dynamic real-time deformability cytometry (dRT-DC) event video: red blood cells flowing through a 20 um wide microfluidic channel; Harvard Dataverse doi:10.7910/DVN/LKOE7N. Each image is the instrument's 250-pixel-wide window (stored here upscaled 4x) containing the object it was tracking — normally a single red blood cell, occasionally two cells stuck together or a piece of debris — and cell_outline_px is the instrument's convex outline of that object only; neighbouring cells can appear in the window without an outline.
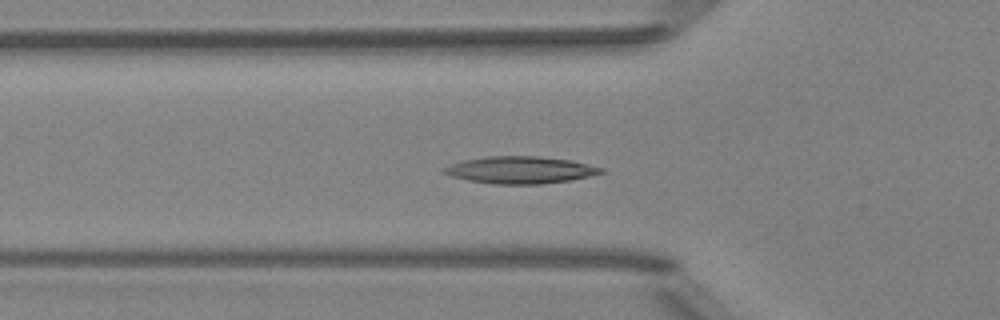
{"species": "Egyptian fruit bat (a non-hibernating species)", "species_latin": "Rousettus aegyptiacus", "temperature_condition": "room temperature", "stored_images_in_passage": 45, "camera_frame_rate_fps": 3000, "um_per_image_px": 0.085, "animal": {"sex": "female"}, "frame": {"image": 1, "passage_image": 16, "time_ms": 5.0, "image_size_px": [1000, 320], "cell_outline_px": [[604, 172], [572, 180], [540, 184], [492, 184], [468, 180], [452, 176], [440, 172], [440, 168], [464, 160], [484, 156], [540, 156], [568, 160], [604, 168]], "centroid_in_image_um": [44.17, 14.45], "position_along_channel_um": 81.6, "area_um2": 24.8}}
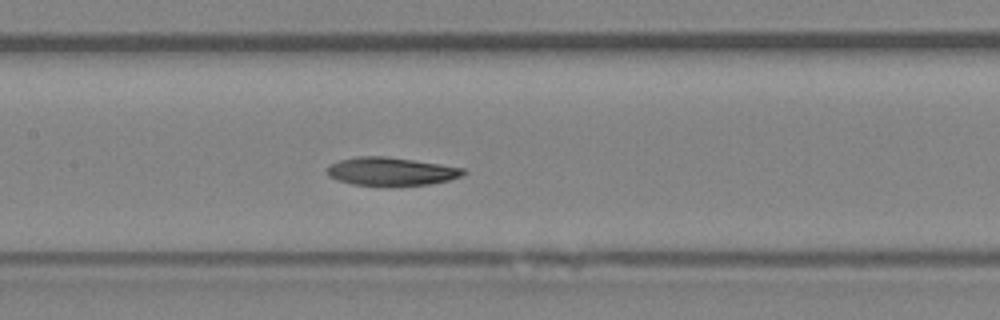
{"frame": {"image": 2, "passage_image": 23, "time_ms": 7.333, "image_size_px": [1000, 320], "cell_outline_px": [[468, 172], [460, 176], [448, 180], [428, 184], [388, 188], [352, 184], [336, 180], [328, 176], [328, 168], [332, 164], [340, 160], [356, 156], [384, 156], [412, 160], [464, 168]], "centroid_in_image_um": [33.22, 14.61], "position_along_channel_um": 174.2, "area_um2": 22.77}}
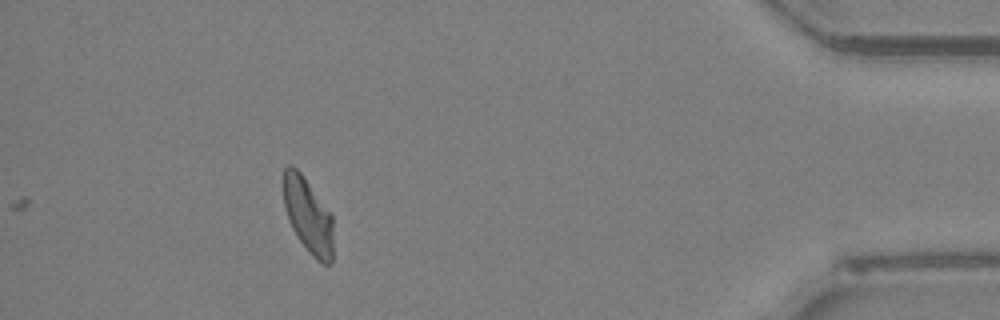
{"frame": {"image": 3, "passage_image": 45, "time_ms": 14.667, "image_size_px": [1000, 320], "cell_outline_px": [[332, 264], [324, 264], [316, 260], [308, 252], [292, 228], [288, 220], [284, 208], [284, 168], [288, 164], [292, 164], [300, 172], [332, 212]], "centroid_in_image_um": [26.19, 18.31], "position_along_channel_um": 409.0, "area_um2": 21.96}, "authors_computed_cell_mechanics": {"area_um2": 23.12, "velocity_mm_per_s": 3.9705, "shape_relaxation_time_tau1_ms": null, "shape_relaxation_time_tau2_ms": 6.7967, "deformation_change_tau1": null, "deformation_change_tau2": 0.1317}}